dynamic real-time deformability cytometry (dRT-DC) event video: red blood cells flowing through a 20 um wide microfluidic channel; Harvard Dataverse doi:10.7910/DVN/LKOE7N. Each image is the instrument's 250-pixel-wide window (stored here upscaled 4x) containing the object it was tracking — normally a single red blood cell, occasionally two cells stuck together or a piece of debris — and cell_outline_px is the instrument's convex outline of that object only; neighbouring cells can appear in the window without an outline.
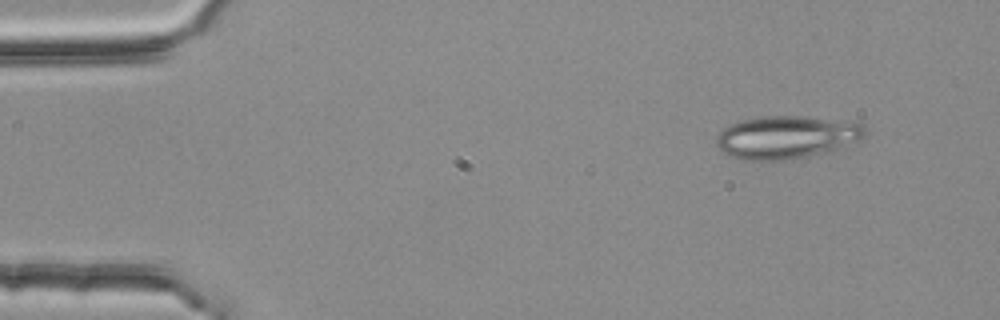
{"species": "common noctule bat (a hibernating species)", "species_latin": "Nyctalus noctula", "temperature_condition": "room temperature", "stored_images_in_passage": 4, "camera_frame_rate_fps": 3000, "um_per_image_px": 0.085, "animal": {"sex": "female", "body_mass_g": 25.1}, "frame": {"image": 1, "passage_image": 1, "time_ms": 0.0, "image_size_px": [1000, 320], "cell_outline_px": [[864, 136], [860, 140], [844, 148], [804, 156], [780, 160], [740, 160], [728, 156], [716, 144], [716, 136], [724, 128], [740, 120], [768, 116], [800, 116], [856, 120], [864, 124]], "centroid_in_image_um": [66.91, 11.64], "position_along_channel_um": 18.1, "area_um2": 37.45}}